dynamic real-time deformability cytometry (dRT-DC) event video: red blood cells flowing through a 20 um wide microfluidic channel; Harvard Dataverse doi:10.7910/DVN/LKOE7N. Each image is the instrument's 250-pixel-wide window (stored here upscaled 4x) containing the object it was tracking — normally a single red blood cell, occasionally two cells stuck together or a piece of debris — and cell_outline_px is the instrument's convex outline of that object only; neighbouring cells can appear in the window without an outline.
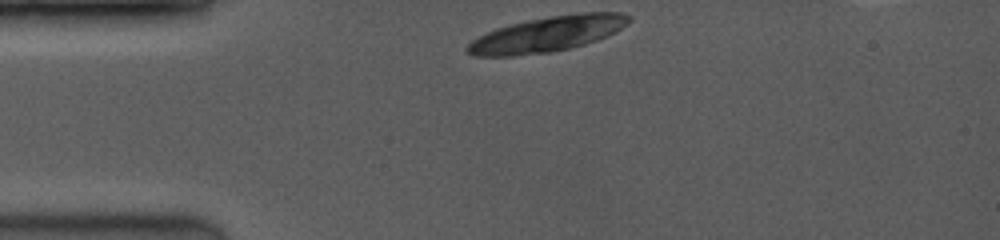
{"species": "common noctule bat (a hibernating species)", "species_latin": "Nyctalus noctula", "temperature_condition": "room temperature", "stored_images_in_passage": 2, "camera_frame_rate_fps": 3500, "um_per_image_px": 0.085, "animal": {"sex": "female", "body_mass_g": 19.0, "forearm_length_mm": 53.3}, "frame": {"image": 1, "passage_image": 1, "time_ms": 0.0, "image_size_px": [1000, 240], "cell_outline_px": [[632, 20], [628, 24], [596, 40], [584, 44], [552, 52], [512, 56], [476, 56], [464, 52], [464, 48], [472, 40], [496, 28], [528, 20], [552, 16], [584, 12], [624, 12], [632, 16]], "centroid_in_image_um": [46.52, 2.9], "position_along_channel_um": 38.5, "area_um2": 33.0}}